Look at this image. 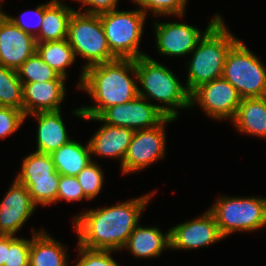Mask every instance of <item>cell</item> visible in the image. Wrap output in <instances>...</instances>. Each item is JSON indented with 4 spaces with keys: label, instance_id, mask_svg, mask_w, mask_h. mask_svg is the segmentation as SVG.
I'll use <instances>...</instances> for the list:
<instances>
[{
    "label": "cell",
    "instance_id": "19",
    "mask_svg": "<svg viewBox=\"0 0 266 266\" xmlns=\"http://www.w3.org/2000/svg\"><path fill=\"white\" fill-rule=\"evenodd\" d=\"M34 117L37 121V148L35 152L51 154L71 139L64 124L61 110L37 112L25 116Z\"/></svg>",
    "mask_w": 266,
    "mask_h": 266
},
{
    "label": "cell",
    "instance_id": "21",
    "mask_svg": "<svg viewBox=\"0 0 266 266\" xmlns=\"http://www.w3.org/2000/svg\"><path fill=\"white\" fill-rule=\"evenodd\" d=\"M44 229L36 231L32 227L29 266H69L68 247Z\"/></svg>",
    "mask_w": 266,
    "mask_h": 266
},
{
    "label": "cell",
    "instance_id": "37",
    "mask_svg": "<svg viewBox=\"0 0 266 266\" xmlns=\"http://www.w3.org/2000/svg\"><path fill=\"white\" fill-rule=\"evenodd\" d=\"M3 1H4V0H0V7H2ZM1 3H2V4H1Z\"/></svg>",
    "mask_w": 266,
    "mask_h": 266
},
{
    "label": "cell",
    "instance_id": "23",
    "mask_svg": "<svg viewBox=\"0 0 266 266\" xmlns=\"http://www.w3.org/2000/svg\"><path fill=\"white\" fill-rule=\"evenodd\" d=\"M74 10L62 0L44 4V16L36 43L61 41L68 37V23Z\"/></svg>",
    "mask_w": 266,
    "mask_h": 266
},
{
    "label": "cell",
    "instance_id": "31",
    "mask_svg": "<svg viewBox=\"0 0 266 266\" xmlns=\"http://www.w3.org/2000/svg\"><path fill=\"white\" fill-rule=\"evenodd\" d=\"M0 10L25 33L32 35L34 38L39 35L44 16V3L39 4L35 10H25L19 17L9 16L3 11L2 7H0Z\"/></svg>",
    "mask_w": 266,
    "mask_h": 266
},
{
    "label": "cell",
    "instance_id": "35",
    "mask_svg": "<svg viewBox=\"0 0 266 266\" xmlns=\"http://www.w3.org/2000/svg\"><path fill=\"white\" fill-rule=\"evenodd\" d=\"M82 4V7H79L78 12L101 15L118 9V2L120 0H73ZM87 6V8H85ZM83 7L85 9H83ZM84 10V11H83Z\"/></svg>",
    "mask_w": 266,
    "mask_h": 266
},
{
    "label": "cell",
    "instance_id": "8",
    "mask_svg": "<svg viewBox=\"0 0 266 266\" xmlns=\"http://www.w3.org/2000/svg\"><path fill=\"white\" fill-rule=\"evenodd\" d=\"M239 39L228 51L222 77L231 83L241 98L266 96V67Z\"/></svg>",
    "mask_w": 266,
    "mask_h": 266
},
{
    "label": "cell",
    "instance_id": "16",
    "mask_svg": "<svg viewBox=\"0 0 266 266\" xmlns=\"http://www.w3.org/2000/svg\"><path fill=\"white\" fill-rule=\"evenodd\" d=\"M35 51V38L0 10V64L17 70Z\"/></svg>",
    "mask_w": 266,
    "mask_h": 266
},
{
    "label": "cell",
    "instance_id": "25",
    "mask_svg": "<svg viewBox=\"0 0 266 266\" xmlns=\"http://www.w3.org/2000/svg\"><path fill=\"white\" fill-rule=\"evenodd\" d=\"M36 51L60 76L68 78L67 68L72 66L77 58L68 39L36 43Z\"/></svg>",
    "mask_w": 266,
    "mask_h": 266
},
{
    "label": "cell",
    "instance_id": "22",
    "mask_svg": "<svg viewBox=\"0 0 266 266\" xmlns=\"http://www.w3.org/2000/svg\"><path fill=\"white\" fill-rule=\"evenodd\" d=\"M231 122L237 132L266 140V96L242 98Z\"/></svg>",
    "mask_w": 266,
    "mask_h": 266
},
{
    "label": "cell",
    "instance_id": "32",
    "mask_svg": "<svg viewBox=\"0 0 266 266\" xmlns=\"http://www.w3.org/2000/svg\"><path fill=\"white\" fill-rule=\"evenodd\" d=\"M77 262L73 266H120L111 256L118 251L88 249L78 244Z\"/></svg>",
    "mask_w": 266,
    "mask_h": 266
},
{
    "label": "cell",
    "instance_id": "7",
    "mask_svg": "<svg viewBox=\"0 0 266 266\" xmlns=\"http://www.w3.org/2000/svg\"><path fill=\"white\" fill-rule=\"evenodd\" d=\"M100 16L111 53L117 59H134L148 54L140 50L147 15L139 9H115Z\"/></svg>",
    "mask_w": 266,
    "mask_h": 266
},
{
    "label": "cell",
    "instance_id": "9",
    "mask_svg": "<svg viewBox=\"0 0 266 266\" xmlns=\"http://www.w3.org/2000/svg\"><path fill=\"white\" fill-rule=\"evenodd\" d=\"M59 176L51 154L33 151L22 159L14 178L28 189L36 206L45 207L56 203Z\"/></svg>",
    "mask_w": 266,
    "mask_h": 266
},
{
    "label": "cell",
    "instance_id": "14",
    "mask_svg": "<svg viewBox=\"0 0 266 266\" xmlns=\"http://www.w3.org/2000/svg\"><path fill=\"white\" fill-rule=\"evenodd\" d=\"M225 239L214 214L207 209L202 215L170 228V250H195Z\"/></svg>",
    "mask_w": 266,
    "mask_h": 266
},
{
    "label": "cell",
    "instance_id": "30",
    "mask_svg": "<svg viewBox=\"0 0 266 266\" xmlns=\"http://www.w3.org/2000/svg\"><path fill=\"white\" fill-rule=\"evenodd\" d=\"M31 238L8 235V250L4 266H29Z\"/></svg>",
    "mask_w": 266,
    "mask_h": 266
},
{
    "label": "cell",
    "instance_id": "1",
    "mask_svg": "<svg viewBox=\"0 0 266 266\" xmlns=\"http://www.w3.org/2000/svg\"><path fill=\"white\" fill-rule=\"evenodd\" d=\"M154 191V192H153ZM118 202L112 206L89 209L74 216L79 245L88 249L121 251L156 193Z\"/></svg>",
    "mask_w": 266,
    "mask_h": 266
},
{
    "label": "cell",
    "instance_id": "12",
    "mask_svg": "<svg viewBox=\"0 0 266 266\" xmlns=\"http://www.w3.org/2000/svg\"><path fill=\"white\" fill-rule=\"evenodd\" d=\"M215 14L210 19L207 28H200L184 22H154V36L157 51L160 55L168 57H183L189 55L197 46L204 34L222 17ZM204 31V32H203Z\"/></svg>",
    "mask_w": 266,
    "mask_h": 266
},
{
    "label": "cell",
    "instance_id": "4",
    "mask_svg": "<svg viewBox=\"0 0 266 266\" xmlns=\"http://www.w3.org/2000/svg\"><path fill=\"white\" fill-rule=\"evenodd\" d=\"M227 27L221 17L190 53L189 57H192L186 64L188 73L185 82L190 94L202 84L222 77L227 53L239 40Z\"/></svg>",
    "mask_w": 266,
    "mask_h": 266
},
{
    "label": "cell",
    "instance_id": "18",
    "mask_svg": "<svg viewBox=\"0 0 266 266\" xmlns=\"http://www.w3.org/2000/svg\"><path fill=\"white\" fill-rule=\"evenodd\" d=\"M65 82L66 80L22 82L24 115L61 110L67 93Z\"/></svg>",
    "mask_w": 266,
    "mask_h": 266
},
{
    "label": "cell",
    "instance_id": "6",
    "mask_svg": "<svg viewBox=\"0 0 266 266\" xmlns=\"http://www.w3.org/2000/svg\"><path fill=\"white\" fill-rule=\"evenodd\" d=\"M68 42L75 57L83 58L81 74L77 88L84 78V69L89 66L110 62L117 59L110 51L99 15L75 11L68 23Z\"/></svg>",
    "mask_w": 266,
    "mask_h": 266
},
{
    "label": "cell",
    "instance_id": "10",
    "mask_svg": "<svg viewBox=\"0 0 266 266\" xmlns=\"http://www.w3.org/2000/svg\"><path fill=\"white\" fill-rule=\"evenodd\" d=\"M176 120L167 117L156 127L134 131L126 156L120 166L122 175L138 173L165 157L166 125Z\"/></svg>",
    "mask_w": 266,
    "mask_h": 266
},
{
    "label": "cell",
    "instance_id": "11",
    "mask_svg": "<svg viewBox=\"0 0 266 266\" xmlns=\"http://www.w3.org/2000/svg\"><path fill=\"white\" fill-rule=\"evenodd\" d=\"M241 99L236 88L220 77L195 89L190 94V106H200L205 116L216 121H232Z\"/></svg>",
    "mask_w": 266,
    "mask_h": 266
},
{
    "label": "cell",
    "instance_id": "17",
    "mask_svg": "<svg viewBox=\"0 0 266 266\" xmlns=\"http://www.w3.org/2000/svg\"><path fill=\"white\" fill-rule=\"evenodd\" d=\"M101 122L102 125L88 140L91 157H105L120 161L126 156L134 131L104 123L99 117H83V120ZM117 158V159H116Z\"/></svg>",
    "mask_w": 266,
    "mask_h": 266
},
{
    "label": "cell",
    "instance_id": "27",
    "mask_svg": "<svg viewBox=\"0 0 266 266\" xmlns=\"http://www.w3.org/2000/svg\"><path fill=\"white\" fill-rule=\"evenodd\" d=\"M21 82H46L49 80H66L43 61L35 51L18 69Z\"/></svg>",
    "mask_w": 266,
    "mask_h": 266
},
{
    "label": "cell",
    "instance_id": "26",
    "mask_svg": "<svg viewBox=\"0 0 266 266\" xmlns=\"http://www.w3.org/2000/svg\"><path fill=\"white\" fill-rule=\"evenodd\" d=\"M0 106L14 107L23 111V83L17 70L0 64Z\"/></svg>",
    "mask_w": 266,
    "mask_h": 266
},
{
    "label": "cell",
    "instance_id": "3",
    "mask_svg": "<svg viewBox=\"0 0 266 266\" xmlns=\"http://www.w3.org/2000/svg\"><path fill=\"white\" fill-rule=\"evenodd\" d=\"M136 72L138 95L152 104L154 101L167 117L178 119L180 110L191 108L185 84L166 65L146 55L136 59Z\"/></svg>",
    "mask_w": 266,
    "mask_h": 266
},
{
    "label": "cell",
    "instance_id": "28",
    "mask_svg": "<svg viewBox=\"0 0 266 266\" xmlns=\"http://www.w3.org/2000/svg\"><path fill=\"white\" fill-rule=\"evenodd\" d=\"M189 0H132L147 15L150 11L154 17L174 16L183 18Z\"/></svg>",
    "mask_w": 266,
    "mask_h": 266
},
{
    "label": "cell",
    "instance_id": "36",
    "mask_svg": "<svg viewBox=\"0 0 266 266\" xmlns=\"http://www.w3.org/2000/svg\"><path fill=\"white\" fill-rule=\"evenodd\" d=\"M8 250V235H0V266H4Z\"/></svg>",
    "mask_w": 266,
    "mask_h": 266
},
{
    "label": "cell",
    "instance_id": "24",
    "mask_svg": "<svg viewBox=\"0 0 266 266\" xmlns=\"http://www.w3.org/2000/svg\"><path fill=\"white\" fill-rule=\"evenodd\" d=\"M55 170L60 175L77 176L92 161L88 142L83 145L71 139L51 153Z\"/></svg>",
    "mask_w": 266,
    "mask_h": 266
},
{
    "label": "cell",
    "instance_id": "5",
    "mask_svg": "<svg viewBox=\"0 0 266 266\" xmlns=\"http://www.w3.org/2000/svg\"><path fill=\"white\" fill-rule=\"evenodd\" d=\"M226 239L236 232H255L266 227V197L218 196L208 208Z\"/></svg>",
    "mask_w": 266,
    "mask_h": 266
},
{
    "label": "cell",
    "instance_id": "13",
    "mask_svg": "<svg viewBox=\"0 0 266 266\" xmlns=\"http://www.w3.org/2000/svg\"><path fill=\"white\" fill-rule=\"evenodd\" d=\"M98 117L106 124L133 131L156 127L167 118L159 108L139 95L124 104L106 108Z\"/></svg>",
    "mask_w": 266,
    "mask_h": 266
},
{
    "label": "cell",
    "instance_id": "29",
    "mask_svg": "<svg viewBox=\"0 0 266 266\" xmlns=\"http://www.w3.org/2000/svg\"><path fill=\"white\" fill-rule=\"evenodd\" d=\"M104 170L92 159L76 176L88 201L96 199L104 186Z\"/></svg>",
    "mask_w": 266,
    "mask_h": 266
},
{
    "label": "cell",
    "instance_id": "2",
    "mask_svg": "<svg viewBox=\"0 0 266 266\" xmlns=\"http://www.w3.org/2000/svg\"><path fill=\"white\" fill-rule=\"evenodd\" d=\"M79 90L95 103L73 110L80 119L98 117L110 106L133 100L138 95L136 60L115 59L87 67Z\"/></svg>",
    "mask_w": 266,
    "mask_h": 266
},
{
    "label": "cell",
    "instance_id": "34",
    "mask_svg": "<svg viewBox=\"0 0 266 266\" xmlns=\"http://www.w3.org/2000/svg\"><path fill=\"white\" fill-rule=\"evenodd\" d=\"M64 200L68 203H76V201L88 200L80 186L76 176H59V184L56 202Z\"/></svg>",
    "mask_w": 266,
    "mask_h": 266
},
{
    "label": "cell",
    "instance_id": "20",
    "mask_svg": "<svg viewBox=\"0 0 266 266\" xmlns=\"http://www.w3.org/2000/svg\"><path fill=\"white\" fill-rule=\"evenodd\" d=\"M123 249L129 250V253L137 259L157 258L164 250H170V229L164 233L154 225L143 227L138 224Z\"/></svg>",
    "mask_w": 266,
    "mask_h": 266
},
{
    "label": "cell",
    "instance_id": "15",
    "mask_svg": "<svg viewBox=\"0 0 266 266\" xmlns=\"http://www.w3.org/2000/svg\"><path fill=\"white\" fill-rule=\"evenodd\" d=\"M0 201V235H14L36 211L28 189L16 179Z\"/></svg>",
    "mask_w": 266,
    "mask_h": 266
},
{
    "label": "cell",
    "instance_id": "33",
    "mask_svg": "<svg viewBox=\"0 0 266 266\" xmlns=\"http://www.w3.org/2000/svg\"><path fill=\"white\" fill-rule=\"evenodd\" d=\"M26 120L22 110L0 106V139L13 135Z\"/></svg>",
    "mask_w": 266,
    "mask_h": 266
}]
</instances>
